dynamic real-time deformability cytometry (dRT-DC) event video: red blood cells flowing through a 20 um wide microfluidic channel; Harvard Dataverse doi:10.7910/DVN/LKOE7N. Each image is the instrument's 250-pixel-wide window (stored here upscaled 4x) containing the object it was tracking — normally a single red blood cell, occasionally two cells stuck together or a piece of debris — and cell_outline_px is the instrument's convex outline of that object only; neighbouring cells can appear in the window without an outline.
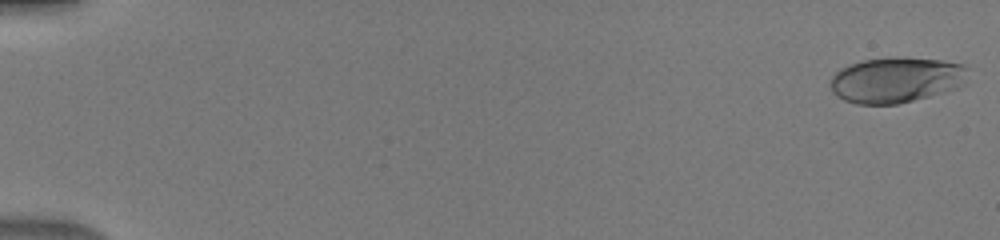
{"species": "human", "species_latin": "Homo sapiens", "temperature_condition": "warm", "stored_images_in_passage": 50, "camera_frame_rate_fps": 3000, "um_per_image_px": 0.085, "donor": {"sex": "male"}, "frame": {"image": 1, "passage_image": 1, "time_ms": 0.0, "image_size_px": [1000, 240], "cell_outline_px": [[968, 68], [964, 84], [956, 88], [928, 96], [896, 104], [856, 104], [844, 100], [836, 96], [832, 92], [828, 84], [832, 76], [840, 68], [848, 64], [864, 60], [896, 56], [944, 60], [964, 64]], "centroid_in_image_um": [76.14, 6.77], "position_along_channel_um": 8.9, "area_um2": 36.88}}
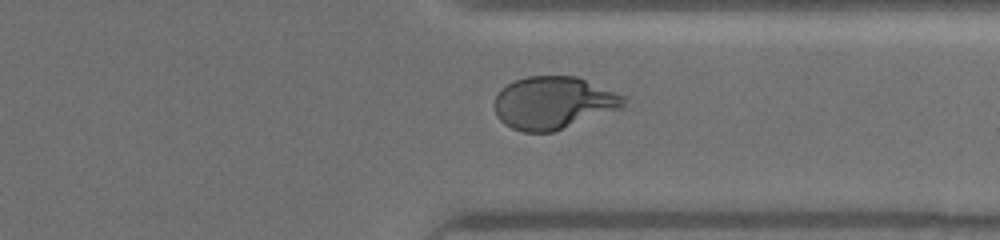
{"frame": {"image": 2, "passage_image": 40, "time_ms": 13.0, "image_size_px": [1000, 240], "cell_outline_px": [[628, 96], [624, 108], [552, 132], [524, 132], [512, 128], [504, 124], [496, 116], [492, 104], [496, 92], [500, 88], [516, 80], [528, 76], [576, 76]], "centroid_in_image_um": [47.04, 8.74], "position_along_channel_um": 364.4, "area_um2": 40.17}}
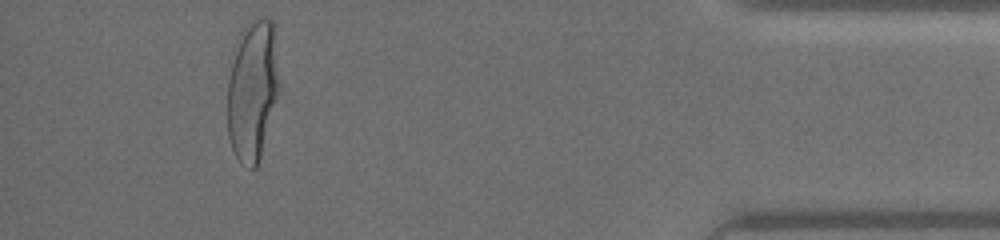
{"frame": {"image": 3, "passage_image": 47, "time_ms": 15.333, "image_size_px": [1000, 240], "cell_outline_px": [[280, 92], [260, 156], [256, 168], [252, 168], [240, 164], [232, 148], [228, 136], [228, 80], [240, 32], [256, 16], [272, 20], [280, 84]], "centroid_in_image_um": [21.48, 7.7], "position_along_channel_um": 413.7, "area_um2": 42.25}}